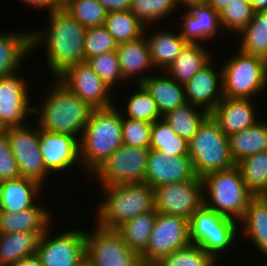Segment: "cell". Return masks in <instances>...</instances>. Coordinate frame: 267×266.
<instances>
[{"mask_svg": "<svg viewBox=\"0 0 267 266\" xmlns=\"http://www.w3.org/2000/svg\"><path fill=\"white\" fill-rule=\"evenodd\" d=\"M149 148L168 156H182L188 155L189 143L161 118L152 124Z\"/></svg>", "mask_w": 267, "mask_h": 266, "instance_id": "cell-35", "label": "cell"}, {"mask_svg": "<svg viewBox=\"0 0 267 266\" xmlns=\"http://www.w3.org/2000/svg\"><path fill=\"white\" fill-rule=\"evenodd\" d=\"M150 148L122 145L92 174L98 185L144 183Z\"/></svg>", "mask_w": 267, "mask_h": 266, "instance_id": "cell-9", "label": "cell"}, {"mask_svg": "<svg viewBox=\"0 0 267 266\" xmlns=\"http://www.w3.org/2000/svg\"><path fill=\"white\" fill-rule=\"evenodd\" d=\"M230 1L232 0H208V5H210L216 12L220 13Z\"/></svg>", "mask_w": 267, "mask_h": 266, "instance_id": "cell-52", "label": "cell"}, {"mask_svg": "<svg viewBox=\"0 0 267 266\" xmlns=\"http://www.w3.org/2000/svg\"><path fill=\"white\" fill-rule=\"evenodd\" d=\"M206 46L200 43H187L165 70L166 76L169 75L179 84L185 85L191 77L214 59L211 56V50L208 51Z\"/></svg>", "mask_w": 267, "mask_h": 266, "instance_id": "cell-26", "label": "cell"}, {"mask_svg": "<svg viewBox=\"0 0 267 266\" xmlns=\"http://www.w3.org/2000/svg\"><path fill=\"white\" fill-rule=\"evenodd\" d=\"M117 44L135 40L144 34L145 26L130 10L108 12L103 25Z\"/></svg>", "mask_w": 267, "mask_h": 266, "instance_id": "cell-36", "label": "cell"}, {"mask_svg": "<svg viewBox=\"0 0 267 266\" xmlns=\"http://www.w3.org/2000/svg\"><path fill=\"white\" fill-rule=\"evenodd\" d=\"M30 54L31 31L0 32V78L20 72L21 62Z\"/></svg>", "mask_w": 267, "mask_h": 266, "instance_id": "cell-25", "label": "cell"}, {"mask_svg": "<svg viewBox=\"0 0 267 266\" xmlns=\"http://www.w3.org/2000/svg\"><path fill=\"white\" fill-rule=\"evenodd\" d=\"M39 148L46 170L51 174L69 172L75 165H81L79 139L75 136L39 128Z\"/></svg>", "mask_w": 267, "mask_h": 266, "instance_id": "cell-17", "label": "cell"}, {"mask_svg": "<svg viewBox=\"0 0 267 266\" xmlns=\"http://www.w3.org/2000/svg\"><path fill=\"white\" fill-rule=\"evenodd\" d=\"M188 155L199 178L236 165L231 157L228 136L210 114L189 141Z\"/></svg>", "mask_w": 267, "mask_h": 266, "instance_id": "cell-6", "label": "cell"}, {"mask_svg": "<svg viewBox=\"0 0 267 266\" xmlns=\"http://www.w3.org/2000/svg\"><path fill=\"white\" fill-rule=\"evenodd\" d=\"M176 3H177V7L178 5H180L181 8L185 7L186 10H188L193 6L207 5L208 0H176Z\"/></svg>", "mask_w": 267, "mask_h": 266, "instance_id": "cell-50", "label": "cell"}, {"mask_svg": "<svg viewBox=\"0 0 267 266\" xmlns=\"http://www.w3.org/2000/svg\"><path fill=\"white\" fill-rule=\"evenodd\" d=\"M68 231L56 236L49 228L40 236L36 254L43 266H79L86 259V231L81 228Z\"/></svg>", "mask_w": 267, "mask_h": 266, "instance_id": "cell-13", "label": "cell"}, {"mask_svg": "<svg viewBox=\"0 0 267 266\" xmlns=\"http://www.w3.org/2000/svg\"><path fill=\"white\" fill-rule=\"evenodd\" d=\"M94 73L100 77L112 90L117 84L126 82L119 66L117 51H111L93 56L86 60Z\"/></svg>", "mask_w": 267, "mask_h": 266, "instance_id": "cell-42", "label": "cell"}, {"mask_svg": "<svg viewBox=\"0 0 267 266\" xmlns=\"http://www.w3.org/2000/svg\"><path fill=\"white\" fill-rule=\"evenodd\" d=\"M95 224L93 231L86 230L85 235L86 260L92 266L143 265L141 256L130 249L117 229H107Z\"/></svg>", "mask_w": 267, "mask_h": 266, "instance_id": "cell-10", "label": "cell"}, {"mask_svg": "<svg viewBox=\"0 0 267 266\" xmlns=\"http://www.w3.org/2000/svg\"><path fill=\"white\" fill-rule=\"evenodd\" d=\"M19 177L16 159L11 150L6 130L0 129V181Z\"/></svg>", "mask_w": 267, "mask_h": 266, "instance_id": "cell-46", "label": "cell"}, {"mask_svg": "<svg viewBox=\"0 0 267 266\" xmlns=\"http://www.w3.org/2000/svg\"><path fill=\"white\" fill-rule=\"evenodd\" d=\"M267 209V197H264L262 194L255 196Z\"/></svg>", "mask_w": 267, "mask_h": 266, "instance_id": "cell-53", "label": "cell"}, {"mask_svg": "<svg viewBox=\"0 0 267 266\" xmlns=\"http://www.w3.org/2000/svg\"><path fill=\"white\" fill-rule=\"evenodd\" d=\"M256 107L252 99L224 97L210 115L217 122L219 128L227 136H230L259 121Z\"/></svg>", "mask_w": 267, "mask_h": 266, "instance_id": "cell-20", "label": "cell"}, {"mask_svg": "<svg viewBox=\"0 0 267 266\" xmlns=\"http://www.w3.org/2000/svg\"><path fill=\"white\" fill-rule=\"evenodd\" d=\"M181 15L180 35L188 43L205 44L222 32L219 13L210 5L193 6ZM220 28V29H219ZM221 30V31H220ZM219 32V33H218ZM208 40V41H207Z\"/></svg>", "mask_w": 267, "mask_h": 266, "instance_id": "cell-21", "label": "cell"}, {"mask_svg": "<svg viewBox=\"0 0 267 266\" xmlns=\"http://www.w3.org/2000/svg\"><path fill=\"white\" fill-rule=\"evenodd\" d=\"M117 43L104 26L88 28L84 42L85 61L93 56L116 51Z\"/></svg>", "mask_w": 267, "mask_h": 266, "instance_id": "cell-44", "label": "cell"}, {"mask_svg": "<svg viewBox=\"0 0 267 266\" xmlns=\"http://www.w3.org/2000/svg\"><path fill=\"white\" fill-rule=\"evenodd\" d=\"M189 220L157 212L146 250L140 255L146 265H155L170 253L190 245Z\"/></svg>", "mask_w": 267, "mask_h": 266, "instance_id": "cell-12", "label": "cell"}, {"mask_svg": "<svg viewBox=\"0 0 267 266\" xmlns=\"http://www.w3.org/2000/svg\"><path fill=\"white\" fill-rule=\"evenodd\" d=\"M21 2L38 9L47 10V12H52L56 10L63 9V0H21Z\"/></svg>", "mask_w": 267, "mask_h": 266, "instance_id": "cell-47", "label": "cell"}, {"mask_svg": "<svg viewBox=\"0 0 267 266\" xmlns=\"http://www.w3.org/2000/svg\"><path fill=\"white\" fill-rule=\"evenodd\" d=\"M102 198L97 205L95 223L117 229L142 213L155 210L154 189L146 183L101 186Z\"/></svg>", "mask_w": 267, "mask_h": 266, "instance_id": "cell-4", "label": "cell"}, {"mask_svg": "<svg viewBox=\"0 0 267 266\" xmlns=\"http://www.w3.org/2000/svg\"><path fill=\"white\" fill-rule=\"evenodd\" d=\"M142 266H155V265H146V264H143Z\"/></svg>", "mask_w": 267, "mask_h": 266, "instance_id": "cell-56", "label": "cell"}, {"mask_svg": "<svg viewBox=\"0 0 267 266\" xmlns=\"http://www.w3.org/2000/svg\"><path fill=\"white\" fill-rule=\"evenodd\" d=\"M215 65L211 60L184 85L186 102L208 114L224 98L222 68L218 66L219 70H216Z\"/></svg>", "mask_w": 267, "mask_h": 266, "instance_id": "cell-18", "label": "cell"}, {"mask_svg": "<svg viewBox=\"0 0 267 266\" xmlns=\"http://www.w3.org/2000/svg\"><path fill=\"white\" fill-rule=\"evenodd\" d=\"M221 64L226 98L252 99L267 87V60L237 50ZM223 65V66H222Z\"/></svg>", "mask_w": 267, "mask_h": 266, "instance_id": "cell-8", "label": "cell"}, {"mask_svg": "<svg viewBox=\"0 0 267 266\" xmlns=\"http://www.w3.org/2000/svg\"><path fill=\"white\" fill-rule=\"evenodd\" d=\"M146 29L147 27L144 29V35L149 45L151 62L154 69L157 68L160 69L159 71L161 69L165 71L188 42L180 33L171 32L168 29L155 30L152 34L150 33V36Z\"/></svg>", "mask_w": 267, "mask_h": 266, "instance_id": "cell-28", "label": "cell"}, {"mask_svg": "<svg viewBox=\"0 0 267 266\" xmlns=\"http://www.w3.org/2000/svg\"><path fill=\"white\" fill-rule=\"evenodd\" d=\"M114 104L93 109L84 128L80 144L81 167L93 174L122 143L123 115Z\"/></svg>", "mask_w": 267, "mask_h": 266, "instance_id": "cell-3", "label": "cell"}, {"mask_svg": "<svg viewBox=\"0 0 267 266\" xmlns=\"http://www.w3.org/2000/svg\"><path fill=\"white\" fill-rule=\"evenodd\" d=\"M238 224V225H237ZM239 222L218 214L203 205L196 210L189 220V239L198 245L217 262L229 249L235 248ZM231 247V248H230ZM227 251V252H226Z\"/></svg>", "mask_w": 267, "mask_h": 266, "instance_id": "cell-7", "label": "cell"}, {"mask_svg": "<svg viewBox=\"0 0 267 266\" xmlns=\"http://www.w3.org/2000/svg\"><path fill=\"white\" fill-rule=\"evenodd\" d=\"M202 183L204 205L238 222L243 218L249 202L255 197L245 186L236 165L207 174L202 178Z\"/></svg>", "mask_w": 267, "mask_h": 266, "instance_id": "cell-5", "label": "cell"}, {"mask_svg": "<svg viewBox=\"0 0 267 266\" xmlns=\"http://www.w3.org/2000/svg\"><path fill=\"white\" fill-rule=\"evenodd\" d=\"M218 262L198 245L190 244L170 253L155 266H217Z\"/></svg>", "mask_w": 267, "mask_h": 266, "instance_id": "cell-43", "label": "cell"}, {"mask_svg": "<svg viewBox=\"0 0 267 266\" xmlns=\"http://www.w3.org/2000/svg\"><path fill=\"white\" fill-rule=\"evenodd\" d=\"M51 85L40 108L33 107L32 115L39 116L38 124H34L45 131L69 134L80 140L93 109L57 79Z\"/></svg>", "mask_w": 267, "mask_h": 266, "instance_id": "cell-2", "label": "cell"}, {"mask_svg": "<svg viewBox=\"0 0 267 266\" xmlns=\"http://www.w3.org/2000/svg\"><path fill=\"white\" fill-rule=\"evenodd\" d=\"M63 10L86 29L103 26L108 13L97 0H63Z\"/></svg>", "mask_w": 267, "mask_h": 266, "instance_id": "cell-38", "label": "cell"}, {"mask_svg": "<svg viewBox=\"0 0 267 266\" xmlns=\"http://www.w3.org/2000/svg\"><path fill=\"white\" fill-rule=\"evenodd\" d=\"M79 266H92L86 259Z\"/></svg>", "mask_w": 267, "mask_h": 266, "instance_id": "cell-54", "label": "cell"}, {"mask_svg": "<svg viewBox=\"0 0 267 266\" xmlns=\"http://www.w3.org/2000/svg\"><path fill=\"white\" fill-rule=\"evenodd\" d=\"M39 233L15 232L0 234V266H12L37 252Z\"/></svg>", "mask_w": 267, "mask_h": 266, "instance_id": "cell-31", "label": "cell"}, {"mask_svg": "<svg viewBox=\"0 0 267 266\" xmlns=\"http://www.w3.org/2000/svg\"><path fill=\"white\" fill-rule=\"evenodd\" d=\"M12 266H43L37 254L23 258Z\"/></svg>", "mask_w": 267, "mask_h": 266, "instance_id": "cell-49", "label": "cell"}, {"mask_svg": "<svg viewBox=\"0 0 267 266\" xmlns=\"http://www.w3.org/2000/svg\"><path fill=\"white\" fill-rule=\"evenodd\" d=\"M116 51L120 71L126 82L134 79L136 83L134 85L141 84L151 75L150 70L153 72L150 49L144 34L135 40L117 44Z\"/></svg>", "mask_w": 267, "mask_h": 266, "instance_id": "cell-22", "label": "cell"}, {"mask_svg": "<svg viewBox=\"0 0 267 266\" xmlns=\"http://www.w3.org/2000/svg\"><path fill=\"white\" fill-rule=\"evenodd\" d=\"M249 1L255 13L267 11V0H249Z\"/></svg>", "mask_w": 267, "mask_h": 266, "instance_id": "cell-51", "label": "cell"}, {"mask_svg": "<svg viewBox=\"0 0 267 266\" xmlns=\"http://www.w3.org/2000/svg\"><path fill=\"white\" fill-rule=\"evenodd\" d=\"M156 218V210H151L127 220L117 228L124 242L138 255L148 246Z\"/></svg>", "mask_w": 267, "mask_h": 266, "instance_id": "cell-32", "label": "cell"}, {"mask_svg": "<svg viewBox=\"0 0 267 266\" xmlns=\"http://www.w3.org/2000/svg\"><path fill=\"white\" fill-rule=\"evenodd\" d=\"M29 124L28 122L23 126L9 127L5 130L19 175L43 186L51 174L46 170L39 148V127H31Z\"/></svg>", "mask_w": 267, "mask_h": 266, "instance_id": "cell-11", "label": "cell"}, {"mask_svg": "<svg viewBox=\"0 0 267 266\" xmlns=\"http://www.w3.org/2000/svg\"><path fill=\"white\" fill-rule=\"evenodd\" d=\"M176 6V0H132L129 10L148 28V24L166 20L178 8Z\"/></svg>", "mask_w": 267, "mask_h": 266, "instance_id": "cell-40", "label": "cell"}, {"mask_svg": "<svg viewBox=\"0 0 267 266\" xmlns=\"http://www.w3.org/2000/svg\"><path fill=\"white\" fill-rule=\"evenodd\" d=\"M152 124L143 120L122 119V143L127 146L149 148Z\"/></svg>", "mask_w": 267, "mask_h": 266, "instance_id": "cell-45", "label": "cell"}, {"mask_svg": "<svg viewBox=\"0 0 267 266\" xmlns=\"http://www.w3.org/2000/svg\"><path fill=\"white\" fill-rule=\"evenodd\" d=\"M165 75L166 73L151 75L141 83L155 101L162 116L186 103L184 85Z\"/></svg>", "mask_w": 267, "mask_h": 266, "instance_id": "cell-27", "label": "cell"}, {"mask_svg": "<svg viewBox=\"0 0 267 266\" xmlns=\"http://www.w3.org/2000/svg\"><path fill=\"white\" fill-rule=\"evenodd\" d=\"M49 25L31 31L32 51L43 45L51 77L54 79L67 67L85 62L86 28L63 9L48 13ZM35 48V49H34ZM53 73V74H52Z\"/></svg>", "mask_w": 267, "mask_h": 266, "instance_id": "cell-1", "label": "cell"}, {"mask_svg": "<svg viewBox=\"0 0 267 266\" xmlns=\"http://www.w3.org/2000/svg\"><path fill=\"white\" fill-rule=\"evenodd\" d=\"M248 190L257 196L267 187V151L259 152L236 163Z\"/></svg>", "mask_w": 267, "mask_h": 266, "instance_id": "cell-37", "label": "cell"}, {"mask_svg": "<svg viewBox=\"0 0 267 266\" xmlns=\"http://www.w3.org/2000/svg\"><path fill=\"white\" fill-rule=\"evenodd\" d=\"M208 115L206 111L186 102L167 112L163 116V119L178 136L189 143L192 137L197 133L199 125Z\"/></svg>", "mask_w": 267, "mask_h": 266, "instance_id": "cell-33", "label": "cell"}, {"mask_svg": "<svg viewBox=\"0 0 267 266\" xmlns=\"http://www.w3.org/2000/svg\"><path fill=\"white\" fill-rule=\"evenodd\" d=\"M254 13L249 0H232L219 13L221 29L239 34L251 22Z\"/></svg>", "mask_w": 267, "mask_h": 266, "instance_id": "cell-41", "label": "cell"}, {"mask_svg": "<svg viewBox=\"0 0 267 266\" xmlns=\"http://www.w3.org/2000/svg\"><path fill=\"white\" fill-rule=\"evenodd\" d=\"M16 72L0 78V129L25 125L33 114L32 99L29 97L26 79ZM20 75V76H18ZM27 87V88H26ZM30 99V100H29ZM25 121V122H24Z\"/></svg>", "mask_w": 267, "mask_h": 266, "instance_id": "cell-16", "label": "cell"}, {"mask_svg": "<svg viewBox=\"0 0 267 266\" xmlns=\"http://www.w3.org/2000/svg\"><path fill=\"white\" fill-rule=\"evenodd\" d=\"M43 187L38 182L19 177L0 181V210L16 213L34 207Z\"/></svg>", "mask_w": 267, "mask_h": 266, "instance_id": "cell-23", "label": "cell"}, {"mask_svg": "<svg viewBox=\"0 0 267 266\" xmlns=\"http://www.w3.org/2000/svg\"><path fill=\"white\" fill-rule=\"evenodd\" d=\"M239 224L241 235L267 258V209L256 197L249 202Z\"/></svg>", "mask_w": 267, "mask_h": 266, "instance_id": "cell-30", "label": "cell"}, {"mask_svg": "<svg viewBox=\"0 0 267 266\" xmlns=\"http://www.w3.org/2000/svg\"><path fill=\"white\" fill-rule=\"evenodd\" d=\"M228 139L231 157L236 164L247 156L267 151V124L259 120Z\"/></svg>", "mask_w": 267, "mask_h": 266, "instance_id": "cell-29", "label": "cell"}, {"mask_svg": "<svg viewBox=\"0 0 267 266\" xmlns=\"http://www.w3.org/2000/svg\"><path fill=\"white\" fill-rule=\"evenodd\" d=\"M136 87L138 89L137 92L135 89L132 95L129 94L130 97L125 102V110L121 111L123 117L143 120L149 123H154L156 120L163 118L147 90L141 84H137Z\"/></svg>", "mask_w": 267, "mask_h": 266, "instance_id": "cell-39", "label": "cell"}, {"mask_svg": "<svg viewBox=\"0 0 267 266\" xmlns=\"http://www.w3.org/2000/svg\"><path fill=\"white\" fill-rule=\"evenodd\" d=\"M107 12L129 10L132 0H97Z\"/></svg>", "mask_w": 267, "mask_h": 266, "instance_id": "cell-48", "label": "cell"}, {"mask_svg": "<svg viewBox=\"0 0 267 266\" xmlns=\"http://www.w3.org/2000/svg\"><path fill=\"white\" fill-rule=\"evenodd\" d=\"M40 204L16 213L0 210V234L31 232L43 235L49 228L53 229L51 210Z\"/></svg>", "mask_w": 267, "mask_h": 266, "instance_id": "cell-24", "label": "cell"}, {"mask_svg": "<svg viewBox=\"0 0 267 266\" xmlns=\"http://www.w3.org/2000/svg\"><path fill=\"white\" fill-rule=\"evenodd\" d=\"M56 79L92 109L108 108L116 104L110 96L112 89L94 73L86 61L67 67Z\"/></svg>", "mask_w": 267, "mask_h": 266, "instance_id": "cell-15", "label": "cell"}, {"mask_svg": "<svg viewBox=\"0 0 267 266\" xmlns=\"http://www.w3.org/2000/svg\"><path fill=\"white\" fill-rule=\"evenodd\" d=\"M155 210L190 220L204 205L202 178L167 183L154 188Z\"/></svg>", "mask_w": 267, "mask_h": 266, "instance_id": "cell-14", "label": "cell"}, {"mask_svg": "<svg viewBox=\"0 0 267 266\" xmlns=\"http://www.w3.org/2000/svg\"><path fill=\"white\" fill-rule=\"evenodd\" d=\"M238 35L242 40L237 49L267 60V11L254 13L251 22Z\"/></svg>", "mask_w": 267, "mask_h": 266, "instance_id": "cell-34", "label": "cell"}, {"mask_svg": "<svg viewBox=\"0 0 267 266\" xmlns=\"http://www.w3.org/2000/svg\"><path fill=\"white\" fill-rule=\"evenodd\" d=\"M262 195H263L264 197H267V187H266L265 190L262 192Z\"/></svg>", "mask_w": 267, "mask_h": 266, "instance_id": "cell-55", "label": "cell"}, {"mask_svg": "<svg viewBox=\"0 0 267 266\" xmlns=\"http://www.w3.org/2000/svg\"><path fill=\"white\" fill-rule=\"evenodd\" d=\"M197 177L189 155L168 156L150 150L144 183L153 189L167 183H178Z\"/></svg>", "mask_w": 267, "mask_h": 266, "instance_id": "cell-19", "label": "cell"}]
</instances>
